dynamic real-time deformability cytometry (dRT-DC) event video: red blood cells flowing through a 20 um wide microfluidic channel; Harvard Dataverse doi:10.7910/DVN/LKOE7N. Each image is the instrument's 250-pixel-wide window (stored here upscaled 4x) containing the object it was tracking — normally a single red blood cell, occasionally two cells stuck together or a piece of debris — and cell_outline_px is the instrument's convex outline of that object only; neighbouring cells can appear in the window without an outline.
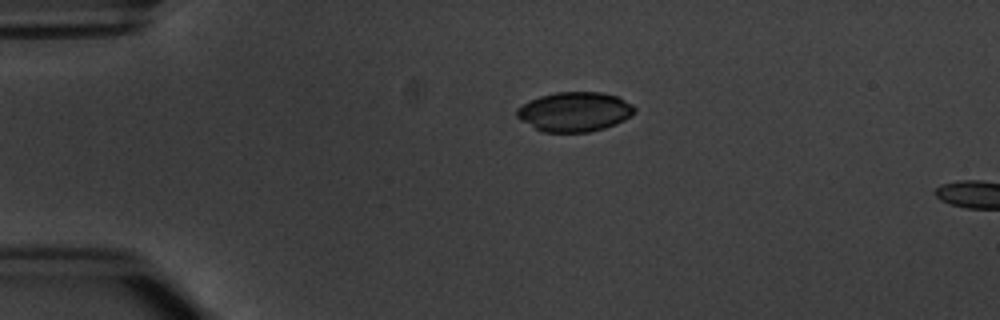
{"species": "common noctule bat (a hibernating species)", "species_latin": "Nyctalus noctula", "temperature_condition": "warm", "stored_images_in_passage": 3, "segment_of_instrument_passage": [1, 2], "camera_frame_rate_fps": 3000, "um_per_image_px": 0.085, "animal": {"sex": "male", "body_mass_g": 20.1, "forearm_length_mm": 53.5}, "frame": {"image": 1, "passage_image": 1, "time_ms": 0.0, "image_size_px": [1000, 320], "cell_outline_px": [[636, 112], [624, 120], [616, 124], [604, 128], [588, 132], [544, 132], [520, 120], [516, 116], [516, 108], [540, 96], [556, 92], [600, 92], [616, 96], [632, 104], [636, 108]], "centroid_in_image_um": [48.85, 9.5], "position_along_channel_um": 36.1, "area_um2": 26.99}}